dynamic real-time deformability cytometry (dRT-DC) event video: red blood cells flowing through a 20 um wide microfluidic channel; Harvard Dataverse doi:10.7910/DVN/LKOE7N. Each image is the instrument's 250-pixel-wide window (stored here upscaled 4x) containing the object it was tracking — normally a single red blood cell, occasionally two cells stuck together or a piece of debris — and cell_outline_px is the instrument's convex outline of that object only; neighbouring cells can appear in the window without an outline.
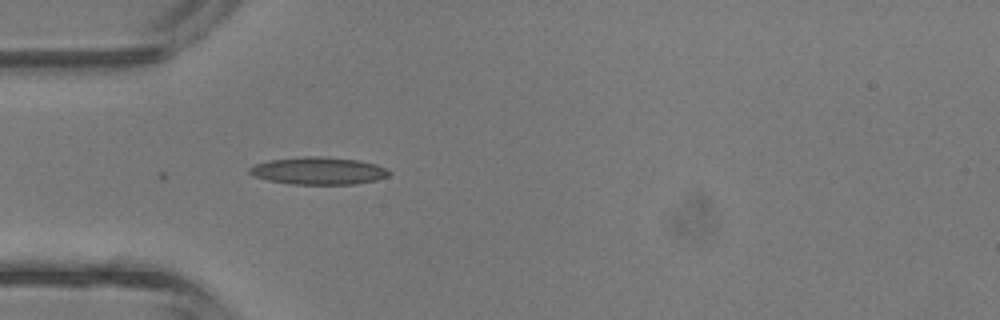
{"species": "common noctule bat (a hibernating species)", "species_latin": "Nyctalus noctula", "temperature_condition": "room temperature", "stored_images_in_passage": 30, "camera_frame_rate_fps": 3000, "um_per_image_px": 0.085, "animal": {"sex": "male", "body_mass_g": 13.3}, "frame": {"image": 1, "passage_image": 1, "time_ms": 0.0, "image_size_px": [1000, 320], "cell_outline_px": [[392, 172], [388, 176], [376, 180], [352, 184], [292, 184], [268, 180], [252, 176], [248, 172], [248, 168], [252, 164], [268, 160], [304, 156], [320, 156], [356, 160], [376, 164]], "centroid_in_image_um": [27.0, 14.51], "position_along_channel_um": 58.0, "area_um2": 22.37}}
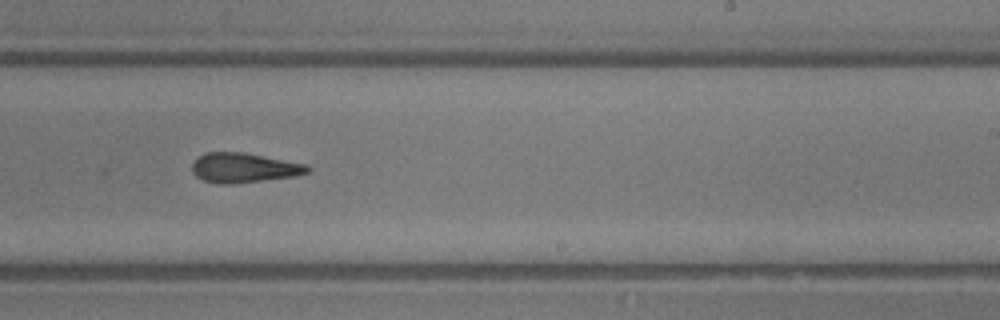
{"frame": {"image": 2, "passage_image": 14, "time_ms": 4.333, "image_size_px": [1000, 320], "cell_outline_px": [[312, 168], [308, 172], [296, 176], [232, 184], [220, 184], [204, 180], [196, 176], [192, 172], [192, 164], [196, 156], [204, 152], [244, 152], [308, 164]], "centroid_in_image_um": [20.73, 14.25], "position_along_channel_um": 268.3, "area_um2": 20.23}}
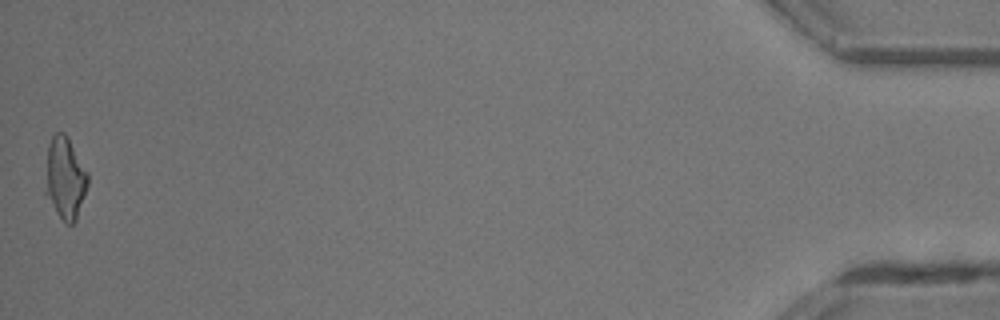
{"frame": {"image": 3, "passage_image": 30, "time_ms": 9.667, "image_size_px": [1000, 320], "cell_outline_px": [[88, 184], [76, 220], [72, 224], [68, 224], [60, 216], [44, 192], [48, 144], [52, 136], [56, 132], [64, 132], [68, 136], [88, 172]], "centroid_in_image_um": [5.53, 15.09], "position_along_channel_um": 429.7, "area_um2": 20.17}, "authors_computed_cell_mechanics": {"area_um2": 20.2878, "velocity_mm_per_s": 4.9165, "shape_relaxation_time_tau1_ms": null, "shape_relaxation_time_tau2_ms": 4.1711, "deformation_change_tau1": null, "deformation_change_tau2": 0.1666}}